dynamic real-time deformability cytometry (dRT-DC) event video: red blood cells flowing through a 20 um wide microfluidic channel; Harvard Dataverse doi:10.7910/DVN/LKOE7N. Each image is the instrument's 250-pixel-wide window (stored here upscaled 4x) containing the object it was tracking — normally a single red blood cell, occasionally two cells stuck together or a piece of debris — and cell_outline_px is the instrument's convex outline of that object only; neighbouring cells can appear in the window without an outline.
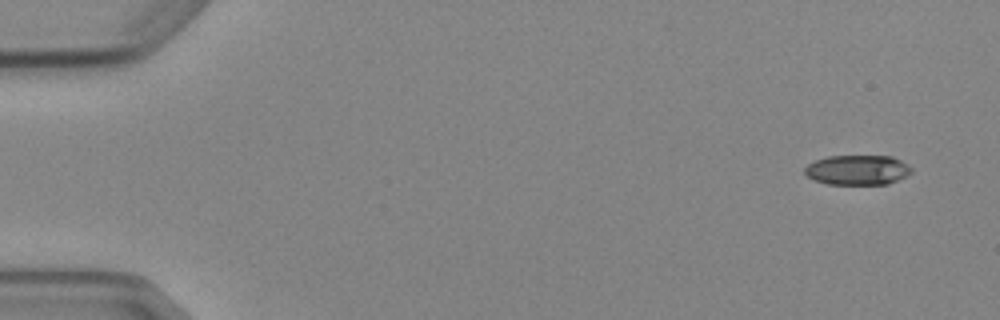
{"species": "Egyptian fruit bat (a non-hibernating species)", "species_latin": "Rousettus aegyptiacus", "temperature_condition": "cold", "stored_images_in_passage": 6, "camera_frame_rate_fps": 3000, "um_per_image_px": 0.085, "animal": {"sex": "female"}, "frame": {"image": 1, "passage_image": 1, "time_ms": 0.0, "image_size_px": [1000, 320], "cell_outline_px": [[912, 172], [888, 184], [828, 184], [816, 180], [808, 176], [804, 172], [804, 168], [808, 164], [816, 160], [828, 156], [892, 156], [908, 164], [912, 168]], "centroid_in_image_um": [72.89, 14.44], "position_along_channel_um": 12.1, "area_um2": 18.44}}
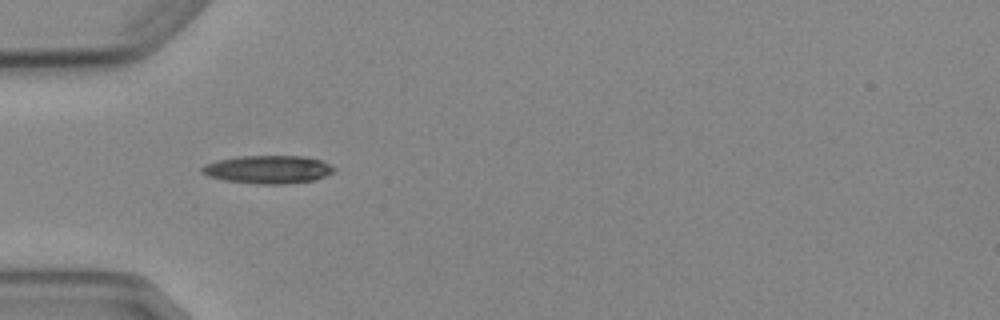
{"frame": {"image": 2, "passage_image": 5, "time_ms": 4.667, "image_size_px": [1000, 320], "cell_outline_px": [[336, 168], [332, 172], [316, 180], [284, 184], [256, 184], [224, 180], [208, 176], [200, 172], [200, 168], [204, 164], [220, 160], [240, 156], [304, 156], [320, 160]], "centroid_in_image_um": [22.76, 14.41], "position_along_channel_um": 62.2, "area_um2": 21.56}}
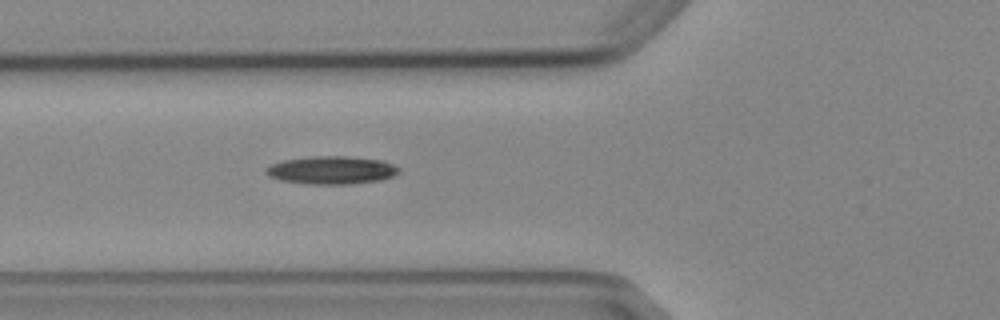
{"frame": {"image": 3, "passage_image": 6, "time_ms": 5.667, "image_size_px": [1000, 320], "cell_outline_px": [[400, 172], [392, 176], [380, 180], [348, 184], [308, 184], [280, 180], [268, 176], [264, 172], [264, 168], [272, 164], [284, 160], [312, 156], [348, 156], [384, 160], [400, 168]], "centroid_in_image_um": [28.17, 14.46], "position_along_channel_um": 97.6, "area_um2": 21.79}}